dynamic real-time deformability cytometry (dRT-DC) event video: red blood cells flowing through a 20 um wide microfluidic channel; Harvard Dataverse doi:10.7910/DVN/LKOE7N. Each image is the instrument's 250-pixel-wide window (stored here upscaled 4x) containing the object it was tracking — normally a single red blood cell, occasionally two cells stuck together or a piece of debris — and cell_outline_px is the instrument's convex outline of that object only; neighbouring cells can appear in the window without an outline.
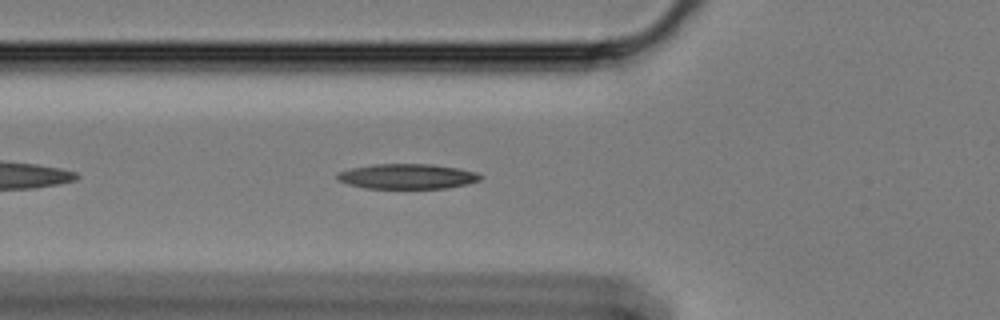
{"species": "Egyptian fruit bat (a non-hibernating species)", "species_latin": "Rousettus aegyptiacus", "temperature_condition": "cold", "stored_images_in_passage": 44, "camera_frame_rate_fps": 3000, "um_per_image_px": 0.085, "animal": {"sex": "female"}, "frame": {"image": 1, "passage_image": 7, "time_ms": 2.0, "image_size_px": [1000, 320], "cell_outline_px": [[484, 176], [480, 180], [468, 184], [448, 188], [364, 188], [348, 184], [336, 180], [336, 172], [352, 168], [372, 164], [432, 164], [460, 168], [476, 172]], "centroid_in_image_um": [34.62, 14.99], "position_along_channel_um": 91.2, "area_um2": 21.15}}
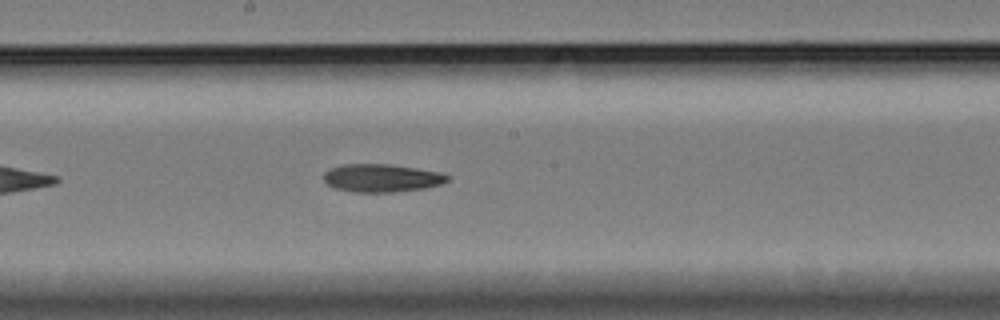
{"frame": {"image": 2, "passage_image": 18, "time_ms": 5.667, "image_size_px": [1000, 320], "cell_outline_px": [[448, 180], [444, 184], [424, 188], [392, 192], [352, 192], [332, 188], [324, 180], [324, 172], [332, 168], [344, 164], [388, 164], [416, 168], [440, 172], [448, 176]], "centroid_in_image_um": [32.43, 15.14], "position_along_channel_um": 215.8, "area_um2": 20.17}}
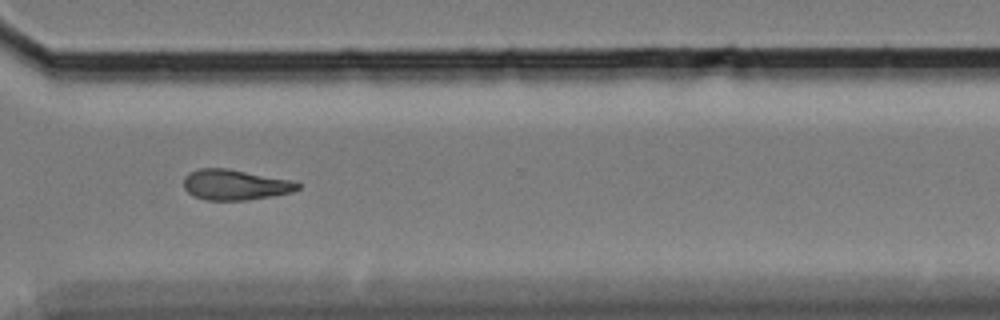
{"frame": {"image": 3, "passage_image": 30, "time_ms": 9.667, "image_size_px": [1000, 320], "cell_outline_px": [[300, 188], [292, 192], [272, 196], [244, 200], [204, 200], [188, 192], [184, 188], [184, 176], [188, 172], [200, 168], [228, 168], [292, 180], [300, 184]], "centroid_in_image_um": [19.98, 15.69], "position_along_channel_um": 350.6, "area_um2": 20.29}, "authors_computed_cell_mechanics": {"area_um2": 20.1433, "velocity_mm_per_s": 3.3773, "shape_relaxation_time_tau1_ms": null, "shape_relaxation_time_tau2_ms": 7.4608, "deformation_change_tau1": null, "deformation_change_tau2": 0.1719}}